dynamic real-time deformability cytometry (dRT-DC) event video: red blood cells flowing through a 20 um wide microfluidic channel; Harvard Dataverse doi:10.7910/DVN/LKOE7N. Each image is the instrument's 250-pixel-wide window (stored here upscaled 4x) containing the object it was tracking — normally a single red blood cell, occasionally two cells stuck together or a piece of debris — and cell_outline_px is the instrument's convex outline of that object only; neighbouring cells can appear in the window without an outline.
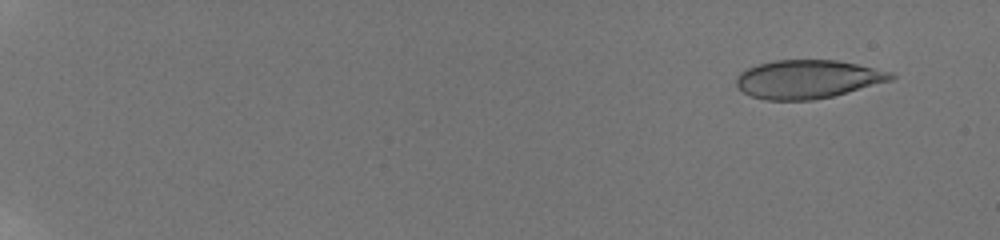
{"species": "human", "species_latin": "Homo sapiens", "temperature_condition": "room temperature", "stored_images_in_passage": 48, "camera_frame_rate_fps": 3000, "um_per_image_px": 0.085, "donor": {"sex": "male"}, "frame": {"image": 1, "passage_image": 4, "time_ms": 1.333, "image_size_px": [1000, 240], "cell_outline_px": [[896, 76], [892, 80], [832, 96], [812, 100], [764, 100], [752, 96], [744, 92], [736, 84], [736, 76], [740, 72], [748, 68], [760, 64], [776, 60], [836, 60], [856, 64], [892, 72]], "centroid_in_image_um": [68.64, 6.73], "position_along_channel_um": 16.4, "area_um2": 34.39}}
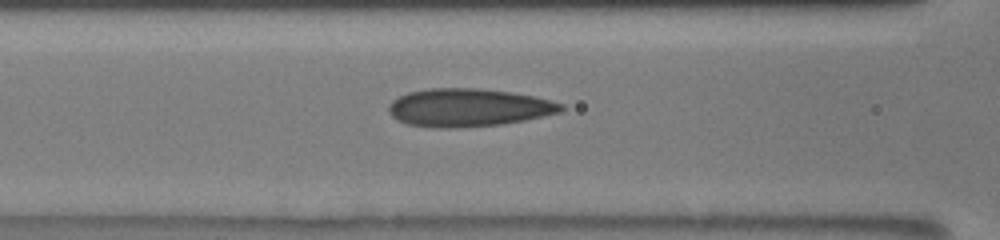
{"frame": {"image": 2, "passage_image": 26, "time_ms": 9.333, "image_size_px": [1000, 240], "cell_outline_px": [[564, 108], [560, 112], [524, 120], [504, 124], [456, 128], [432, 128], [408, 124], [392, 116], [388, 112], [388, 104], [392, 100], [408, 92], [428, 88], [476, 88], [512, 92], [532, 96], [564, 104]], "centroid_in_image_um": [39.78, 9.15], "position_along_channel_um": 126.8, "area_um2": 38.21}}
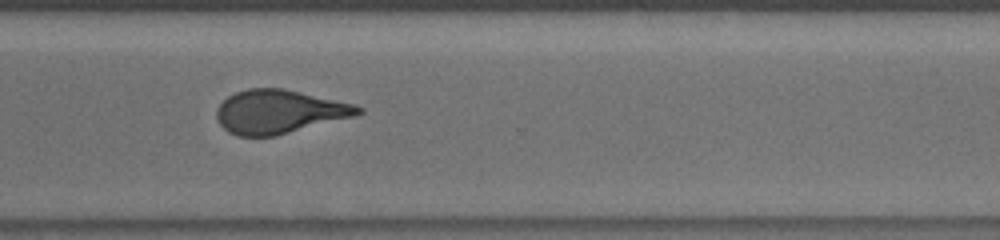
{"frame": {"image": 3, "passage_image": 41, "time_ms": 15.0, "image_size_px": [1000, 240], "cell_outline_px": [[364, 112], [356, 116], [276, 136], [236, 136], [228, 132], [220, 124], [216, 116], [216, 112], [220, 104], [228, 96], [236, 92], [248, 88], [284, 88], [356, 104], [364, 108]], "centroid_in_image_um": [23.77, 9.49], "position_along_channel_um": 346.8, "area_um2": 36.24}, "authors_computed_cell_mechanics": {"area_um2": 36.0094, "velocity_mm_per_s": 3.8902, "shape_relaxation_time_tau1_ms": 9.1789, "shape_relaxation_time_tau2_ms": 1.4162, "deformation_change_tau1": 0.2375, "deformation_change_tau2": 0.0836}}